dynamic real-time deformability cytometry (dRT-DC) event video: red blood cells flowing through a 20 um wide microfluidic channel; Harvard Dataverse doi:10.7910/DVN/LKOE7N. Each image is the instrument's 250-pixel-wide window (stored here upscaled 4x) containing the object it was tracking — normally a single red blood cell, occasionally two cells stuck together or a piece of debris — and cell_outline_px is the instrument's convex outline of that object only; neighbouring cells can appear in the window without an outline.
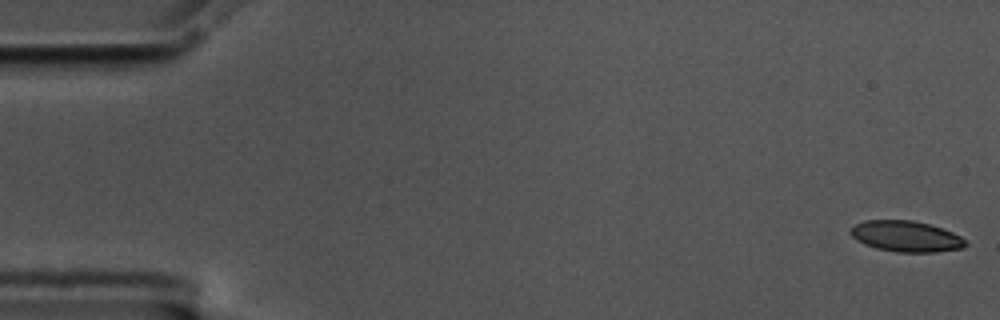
{"species": "common noctule bat (a hibernating species)", "species_latin": "Nyctalus noctula", "temperature_condition": "cold", "stored_images_in_passage": 58, "camera_frame_rate_fps": 3000, "um_per_image_px": 0.085, "animal": {"sex": "male", "body_mass_g": 17.5, "forearm_length_mm": 52.3}, "frame": {"image": 1, "passage_image": 1, "time_ms": 0.0, "image_size_px": [1000, 320], "cell_outline_px": [[968, 244], [964, 248], [936, 252], [896, 252], [876, 248], [864, 244], [856, 240], [848, 232], [856, 224], [864, 220], [912, 220], [928, 224], [952, 232], [960, 236]], "centroid_in_image_um": [77.0, 20.09], "position_along_channel_um": 8.0, "area_um2": 20.69}}
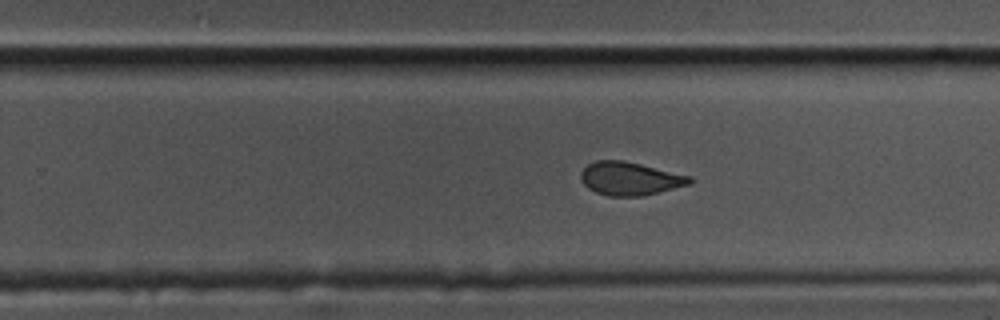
{"frame": {"image": 2, "passage_image": 36, "time_ms": 11.667, "image_size_px": [1000, 320], "cell_outline_px": [[692, 184], [640, 196], [608, 196], [596, 192], [588, 188], [580, 180], [580, 172], [588, 164], [596, 160], [624, 160], [692, 176]], "centroid_in_image_um": [53.54, 15.17], "position_along_channel_um": 276.3, "area_um2": 21.15}}
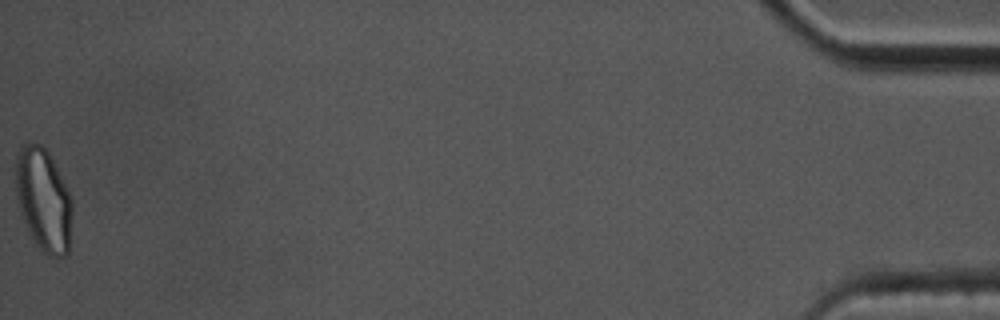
{"frame": {"image": 3, "passage_image": 58, "time_ms": 19.0, "image_size_px": [1000, 320], "cell_outline_px": [[72, 216], [68, 252], [64, 256], [48, 256], [32, 240], [28, 232], [16, 196], [16, 156], [20, 144], [40, 144], [48, 152], [72, 200]], "centroid_in_image_um": [3.68, 17.0], "position_along_channel_um": 431.5, "area_um2": 33.52}, "authors_computed_cell_mechanics": {"area_um2": 22.0218, "velocity_mm_per_s": 3.4754, "shape_relaxation_time_tau1_ms": 7.0319, "shape_relaxation_time_tau2_ms": 2.3494, "deformation_change_tau1": 0.1757, "deformation_change_tau2": 0.0657}}